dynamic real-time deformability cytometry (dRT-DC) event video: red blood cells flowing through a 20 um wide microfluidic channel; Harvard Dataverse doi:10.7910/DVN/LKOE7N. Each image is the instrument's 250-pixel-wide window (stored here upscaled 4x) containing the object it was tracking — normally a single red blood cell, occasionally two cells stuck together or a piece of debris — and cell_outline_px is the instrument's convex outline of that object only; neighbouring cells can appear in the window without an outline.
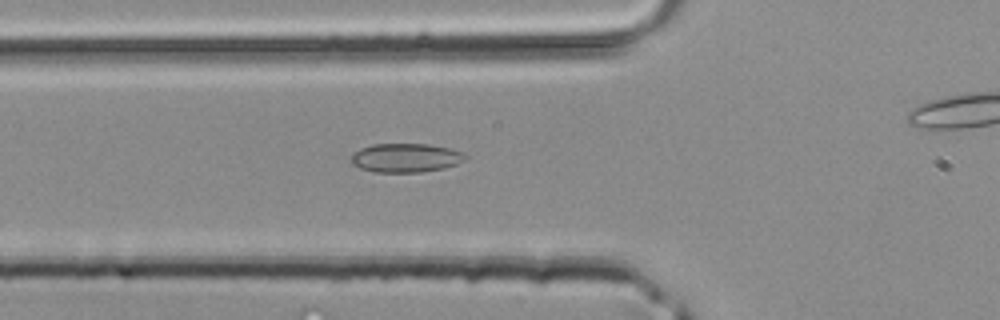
{"species": "common noctule bat (a hibernating species)", "species_latin": "Nyctalus noctula", "temperature_condition": "room temperature", "stored_images_in_passage": 24, "camera_frame_rate_fps": 3000, "um_per_image_px": 0.085, "animal": {"sex": "male", "body_mass_g": 20.4}, "frame": {"image": 1, "passage_image": 3, "time_ms": 0.667, "image_size_px": [1000, 320], "cell_outline_px": [[468, 156], [464, 160], [456, 164], [444, 168], [420, 172], [376, 172], [360, 168], [352, 164], [348, 160], [360, 148], [372, 144], [428, 144], [448, 148], [464, 152]], "centroid_in_image_um": [34.48, 13.41], "position_along_channel_um": 91.3, "area_um2": 19.25}}
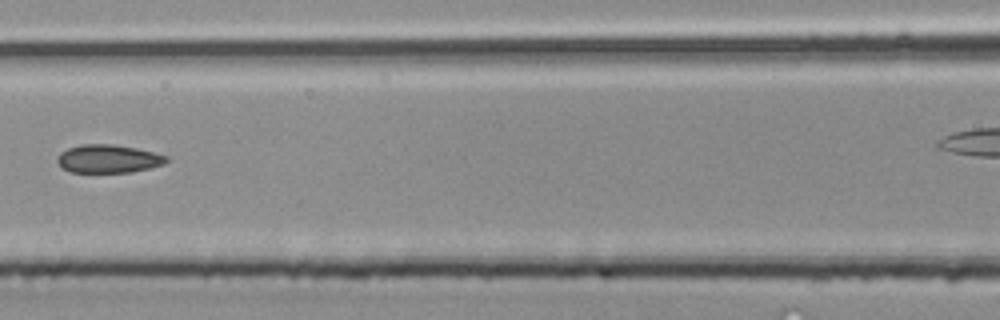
{"frame": {"image": 2, "passage_image": 7, "time_ms": 2.0, "image_size_px": [1000, 320], "cell_outline_px": [[168, 160], [164, 164], [132, 172], [68, 172], [60, 168], [56, 160], [60, 152], [68, 148], [84, 144], [112, 144], [136, 148], [168, 156]], "centroid_in_image_um": [9.16, 13.5], "position_along_channel_um": 157.4, "area_um2": 17.98}}
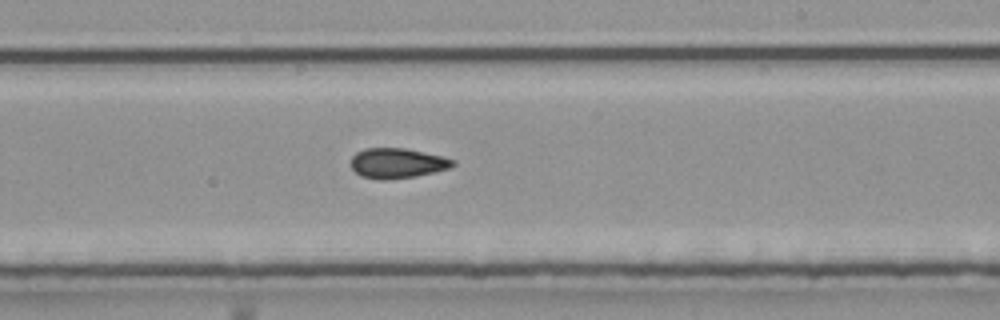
{"frame": {"image": 3, "passage_image": 13, "time_ms": 4.0, "image_size_px": [1000, 320], "cell_outline_px": [[456, 164], [452, 168], [416, 176], [388, 180], [380, 180], [360, 176], [352, 168], [352, 156], [356, 152], [364, 148], [404, 148], [440, 156], [456, 160]], "centroid_in_image_um": [33.77, 13.88], "position_along_channel_um": 255.2, "area_um2": 17.92}}